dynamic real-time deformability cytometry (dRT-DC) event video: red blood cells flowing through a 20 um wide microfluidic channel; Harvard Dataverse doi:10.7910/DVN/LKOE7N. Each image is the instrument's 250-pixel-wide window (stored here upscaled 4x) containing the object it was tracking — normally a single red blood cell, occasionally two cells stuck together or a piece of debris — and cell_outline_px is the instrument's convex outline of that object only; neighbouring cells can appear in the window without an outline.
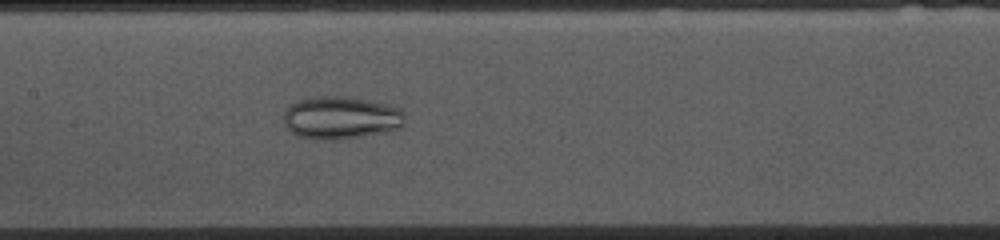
{"species": "common noctule bat (a hibernating species)", "species_latin": "Nyctalus noctula", "temperature_condition": "cold", "stored_images_in_passage": 51, "camera_frame_rate_fps": 3000, "um_per_image_px": 0.085, "animal": {"sex": "female", "body_mass_g": 10.0, "forearm_length_mm": 53.1}, "frame": {"image": 1, "passage_image": 24, "time_ms": 7.667, "image_size_px": [1000, 240], "cell_outline_px": [[404, 124], [400, 128], [388, 132], [340, 140], [312, 140], [296, 136], [284, 124], [284, 112], [292, 104], [300, 100], [316, 96], [344, 96], [388, 104], [400, 108], [404, 112]], "centroid_in_image_um": [29.0, 10.03], "position_along_channel_um": 178.4, "area_um2": 30.58}}
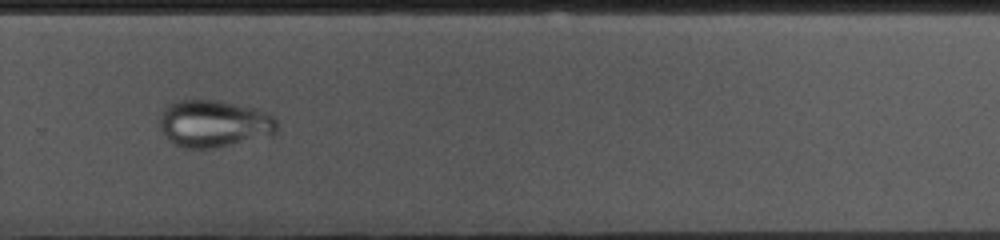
{"frame": {"image": 2, "passage_image": 35, "time_ms": 11.333, "image_size_px": [1000, 240], "cell_outline_px": [[276, 132], [272, 136], [216, 148], [184, 148], [168, 140], [160, 128], [160, 112], [168, 104], [176, 100], [220, 100], [268, 112], [276, 120]], "centroid_in_image_um": [18.18, 10.51], "position_along_channel_um": 311.6, "area_um2": 32.54}}
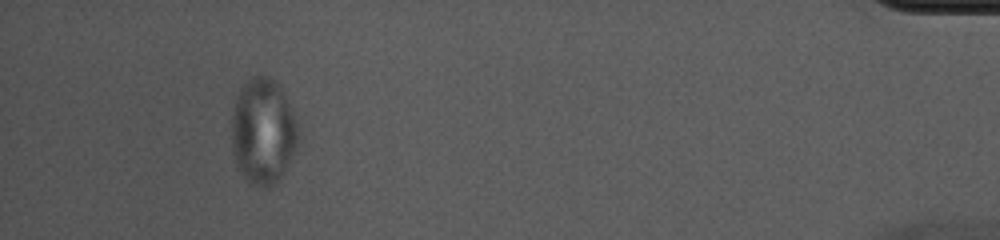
{"frame": {"image": 3, "passage_image": 49, "time_ms": 16.0, "image_size_px": [1000, 240], "cell_outline_px": [[300, 128], [296, 148], [292, 156], [280, 176], [268, 188], [264, 188], [252, 184], [240, 172], [236, 164], [232, 152], [232, 116], [236, 96], [244, 80], [252, 76], [268, 76], [276, 80], [284, 92]], "centroid_in_image_um": [22.35, 11.11], "position_along_channel_um": 412.8, "area_um2": 41.33}}